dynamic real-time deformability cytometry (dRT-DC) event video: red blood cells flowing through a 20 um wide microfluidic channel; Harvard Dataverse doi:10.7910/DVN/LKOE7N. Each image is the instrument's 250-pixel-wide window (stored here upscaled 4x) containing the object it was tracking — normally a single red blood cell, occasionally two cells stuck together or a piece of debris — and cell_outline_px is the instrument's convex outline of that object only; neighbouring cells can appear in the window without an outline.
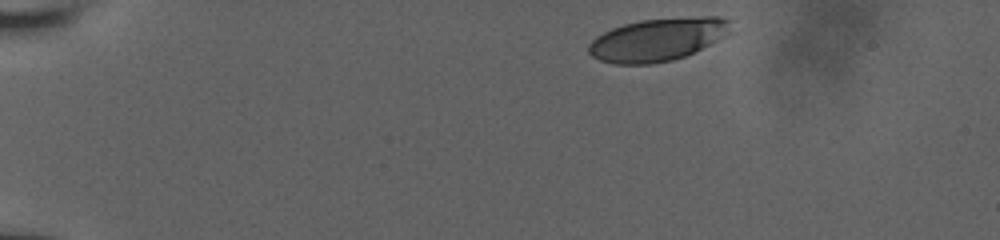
{"species": "human", "species_latin": "Homo sapiens", "temperature_condition": "room temperature", "stored_images_in_passage": 18, "camera_frame_rate_fps": 3000, "um_per_image_px": 0.085, "donor": {"sex": "male"}, "frame": {"image": 1, "passage_image": 1, "time_ms": 0.0, "image_size_px": [1000, 240], "cell_outline_px": [[732, 32], [684, 56], [672, 60], [652, 64], [616, 64], [600, 60], [592, 56], [588, 52], [588, 44], [596, 36], [612, 28], [624, 24], [640, 20], [704, 16], [720, 16], [732, 20]], "centroid_in_image_um": [55.91, 3.35], "position_along_channel_um": 29.1, "area_um2": 35.43}}
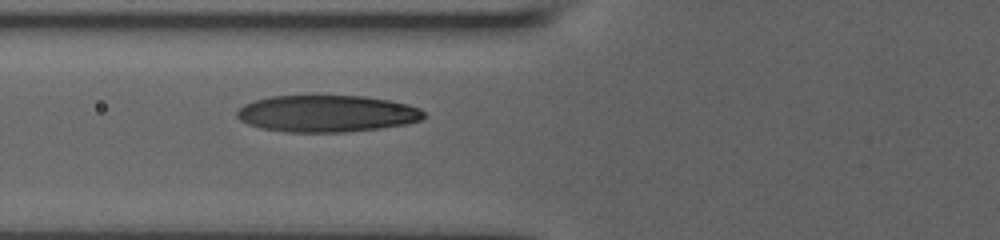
{"frame": {"image": 2, "passage_image": 11, "time_ms": 4.333, "image_size_px": [1000, 240], "cell_outline_px": [[424, 116], [420, 120], [404, 124], [380, 128], [344, 132], [284, 132], [260, 128], [248, 124], [240, 120], [236, 116], [236, 112], [244, 104], [252, 100], [272, 96], [312, 92], [316, 92], [364, 96], [392, 100], [408, 104], [420, 108], [424, 112]], "centroid_in_image_um": [27.73, 9.6], "position_along_channel_um": 98.1, "area_um2": 41.62}}
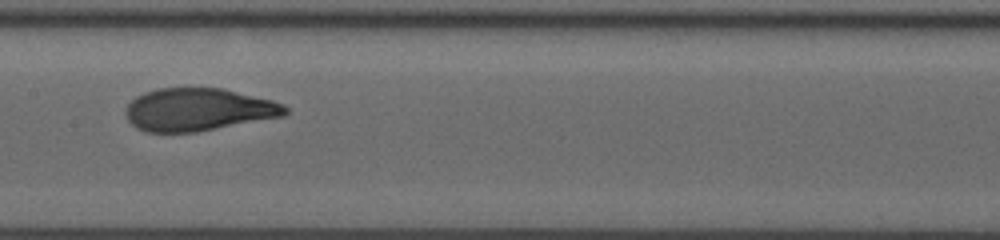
{"frame": {"image": 3, "passage_image": 16, "time_ms": 6.667, "image_size_px": [1000, 240], "cell_outline_px": [[288, 112], [284, 116], [196, 132], [148, 132], [136, 128], [128, 120], [124, 112], [124, 108], [136, 96], [144, 92], [156, 88], [224, 88], [272, 100], [284, 104], [288, 108]], "centroid_in_image_um": [16.84, 9.31], "position_along_channel_um": 190.6, "area_um2": 39.88}}